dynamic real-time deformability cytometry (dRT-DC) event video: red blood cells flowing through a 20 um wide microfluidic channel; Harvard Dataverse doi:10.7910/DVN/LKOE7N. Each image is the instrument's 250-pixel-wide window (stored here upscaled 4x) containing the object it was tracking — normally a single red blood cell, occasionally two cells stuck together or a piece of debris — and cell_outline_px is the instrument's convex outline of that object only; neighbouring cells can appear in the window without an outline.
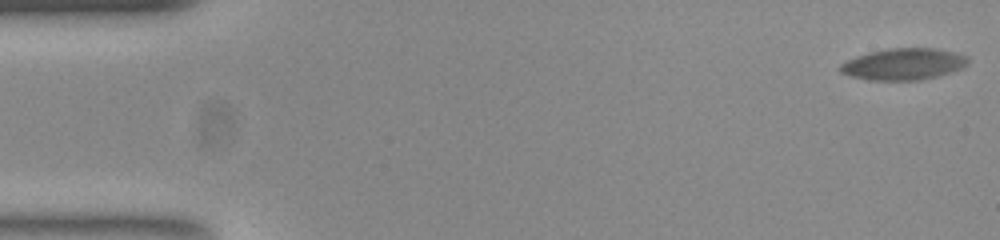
{"species": "common noctule bat (a hibernating species)", "species_latin": "Nyctalus noctula", "temperature_condition": "room temperature", "stored_images_in_passage": 56, "camera_frame_rate_fps": 3000, "um_per_image_px": 0.085, "animal": {"sex": "female", "body_mass_g": 23.0, "forearm_length_mm": 53.4}, "frame": {"image": 1, "passage_image": 1, "time_ms": 0.0, "image_size_px": [1000, 240], "cell_outline_px": [[968, 64], [964, 68], [936, 76], [920, 80], [868, 80], [852, 76], [840, 72], [840, 64], [856, 56], [868, 52], [888, 48], [932, 48], [952, 52], [968, 56]], "centroid_in_image_um": [76.8, 5.45], "position_along_channel_um": 8.2, "area_um2": 23.41}}
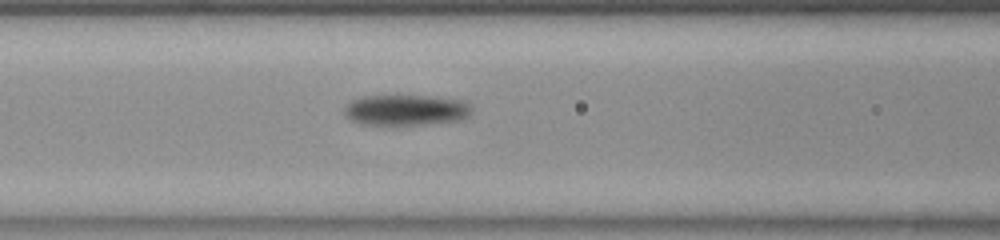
{"frame": {"image": 2, "passage_image": 23, "time_ms": 7.333, "image_size_px": [1000, 240], "cell_outline_px": [[472, 112], [468, 116], [460, 120], [424, 124], [360, 124], [344, 116], [344, 108], [348, 100], [360, 96], [428, 96], [460, 100], [468, 104], [472, 108]], "centroid_in_image_um": [34.44, 9.34], "position_along_channel_um": 132.2, "area_um2": 22.77}}
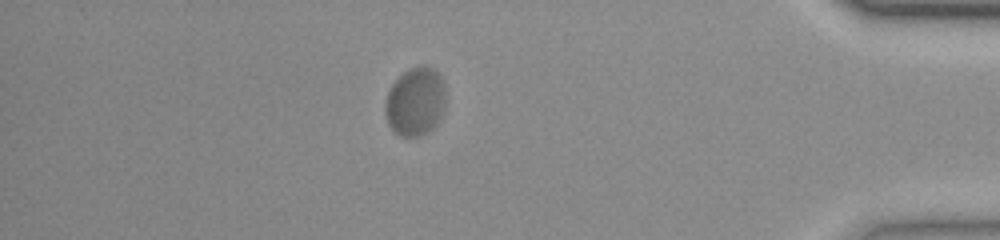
{"frame": {"image": 3, "passage_image": 49, "time_ms": 16.0, "image_size_px": [1000, 240], "cell_outline_px": [[444, 108], [440, 120], [428, 132], [420, 136], [400, 136], [388, 124], [384, 112], [384, 104], [388, 92], [392, 84], [408, 68], [420, 64], [424, 64], [432, 68], [444, 80]], "centroid_in_image_um": [35.3, 8.62], "position_along_channel_um": 399.9, "area_um2": 24.33}, "authors_computed_cell_mechanics": {"area_um2": 23.4379, "velocity_mm_per_s": 3.5932, "shape_relaxation_time_tau1_ms": 2.0298, "shape_relaxation_time_tau2_ms": null, "deformation_change_tau1": 0.1086, "deformation_change_tau2": null}}